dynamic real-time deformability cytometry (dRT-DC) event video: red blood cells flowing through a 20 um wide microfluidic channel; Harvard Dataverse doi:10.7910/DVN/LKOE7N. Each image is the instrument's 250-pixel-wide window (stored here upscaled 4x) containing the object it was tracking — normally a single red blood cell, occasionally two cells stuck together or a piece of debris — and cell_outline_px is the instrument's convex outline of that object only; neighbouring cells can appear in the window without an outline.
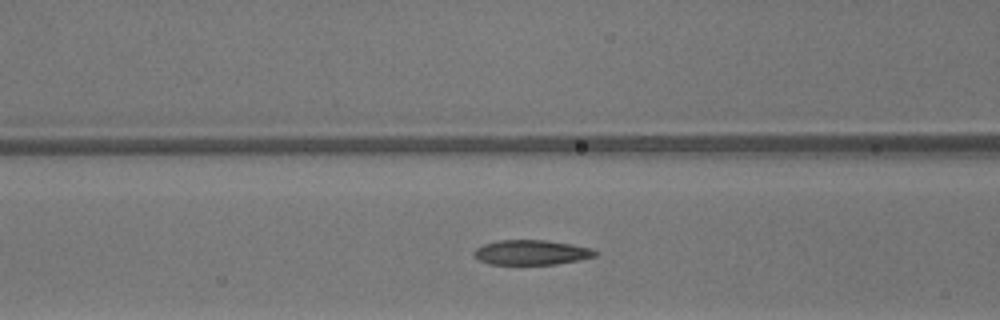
{"species": "common noctule bat (a hibernating species)", "species_latin": "Nyctalus noctula", "temperature_condition": "warm", "stored_images_in_passage": 39, "camera_frame_rate_fps": 3000, "um_per_image_px": 0.085, "animal": {"sex": "male", "body_mass_g": 13.3}, "frame": {"image": 1, "passage_image": 20, "time_ms": 6.333, "image_size_px": [1000, 320], "cell_outline_px": [[600, 252], [596, 256], [556, 264], [488, 264], [476, 260], [472, 256], [472, 252], [476, 248], [484, 244], [500, 240], [548, 240], [572, 244], [592, 248]], "centroid_in_image_um": [45.14, 21.45], "position_along_channel_um": 121.5, "area_um2": 17.74}}
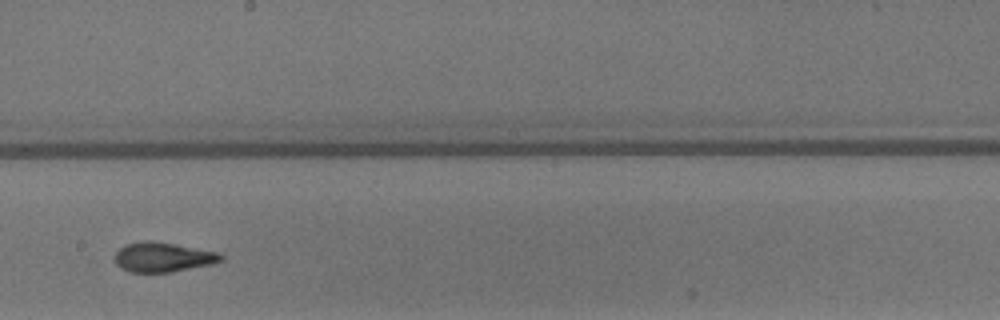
{"frame": {"image": 2, "passage_image": 28, "time_ms": 9.0, "image_size_px": [1000, 320], "cell_outline_px": [[224, 260], [212, 264], [172, 272], [128, 272], [120, 268], [116, 264], [116, 252], [124, 244], [144, 240], [152, 240], [220, 252], [224, 256]], "centroid_in_image_um": [13.87, 21.85], "position_along_channel_um": 234.3, "area_um2": 18.55}}
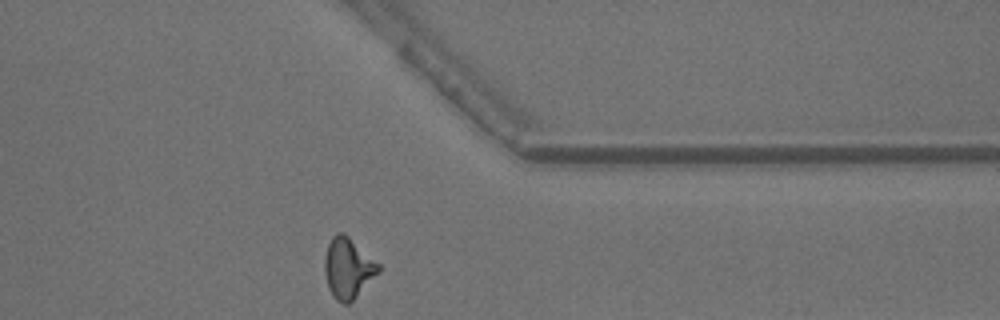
{"frame": {"image": 3, "passage_image": 39, "time_ms": 12.667, "image_size_px": [1000, 320], "cell_outline_px": [[384, 268], [348, 304], [344, 304], [336, 300], [332, 296], [328, 288], [324, 272], [324, 256], [328, 244], [332, 236], [336, 232], [344, 232], [380, 264]], "centroid_in_image_um": [29.58, 22.77], "position_along_channel_um": 381.8, "area_um2": 19.25}, "authors_computed_cell_mechanics": {"area_um2": 18.207, "velocity_mm_per_s": 4.2309, "shape_relaxation_time_tau1_ms": 5.453, "shape_relaxation_time_tau2_ms": 1.6373, "deformation_change_tau1": 0.2115, "deformation_change_tau2": 0.105}}